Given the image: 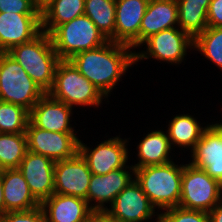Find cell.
Instances as JSON below:
<instances>
[{
    "label": "cell",
    "mask_w": 222,
    "mask_h": 222,
    "mask_svg": "<svg viewBox=\"0 0 222 222\" xmlns=\"http://www.w3.org/2000/svg\"><path fill=\"white\" fill-rule=\"evenodd\" d=\"M131 49L128 45L109 40L98 48L77 53L69 60L108 98L126 70L136 63L135 52Z\"/></svg>",
    "instance_id": "1"
},
{
    "label": "cell",
    "mask_w": 222,
    "mask_h": 222,
    "mask_svg": "<svg viewBox=\"0 0 222 222\" xmlns=\"http://www.w3.org/2000/svg\"><path fill=\"white\" fill-rule=\"evenodd\" d=\"M135 180L156 207L165 210L179 206L183 164L170 161L165 164L146 166L134 170Z\"/></svg>",
    "instance_id": "2"
},
{
    "label": "cell",
    "mask_w": 222,
    "mask_h": 222,
    "mask_svg": "<svg viewBox=\"0 0 222 222\" xmlns=\"http://www.w3.org/2000/svg\"><path fill=\"white\" fill-rule=\"evenodd\" d=\"M46 93L54 83L60 61L48 33L41 32L33 40L16 45L7 52Z\"/></svg>",
    "instance_id": "3"
},
{
    "label": "cell",
    "mask_w": 222,
    "mask_h": 222,
    "mask_svg": "<svg viewBox=\"0 0 222 222\" xmlns=\"http://www.w3.org/2000/svg\"><path fill=\"white\" fill-rule=\"evenodd\" d=\"M52 98L73 106H100L105 97L70 60H60L54 83L47 92Z\"/></svg>",
    "instance_id": "4"
},
{
    "label": "cell",
    "mask_w": 222,
    "mask_h": 222,
    "mask_svg": "<svg viewBox=\"0 0 222 222\" xmlns=\"http://www.w3.org/2000/svg\"><path fill=\"white\" fill-rule=\"evenodd\" d=\"M50 37L60 60H69L77 53L98 48L109 41L86 15L59 25Z\"/></svg>",
    "instance_id": "5"
},
{
    "label": "cell",
    "mask_w": 222,
    "mask_h": 222,
    "mask_svg": "<svg viewBox=\"0 0 222 222\" xmlns=\"http://www.w3.org/2000/svg\"><path fill=\"white\" fill-rule=\"evenodd\" d=\"M45 93L13 57L7 52L0 53V101L30 112Z\"/></svg>",
    "instance_id": "6"
},
{
    "label": "cell",
    "mask_w": 222,
    "mask_h": 222,
    "mask_svg": "<svg viewBox=\"0 0 222 222\" xmlns=\"http://www.w3.org/2000/svg\"><path fill=\"white\" fill-rule=\"evenodd\" d=\"M222 184L204 170L189 164L183 165L179 207L209 213L222 202Z\"/></svg>",
    "instance_id": "7"
},
{
    "label": "cell",
    "mask_w": 222,
    "mask_h": 222,
    "mask_svg": "<svg viewBox=\"0 0 222 222\" xmlns=\"http://www.w3.org/2000/svg\"><path fill=\"white\" fill-rule=\"evenodd\" d=\"M143 43L147 45V50L139 53L135 51V62L153 57L158 61L180 64L187 54V49L192 47L194 50V39L177 27L153 34Z\"/></svg>",
    "instance_id": "8"
},
{
    "label": "cell",
    "mask_w": 222,
    "mask_h": 222,
    "mask_svg": "<svg viewBox=\"0 0 222 222\" xmlns=\"http://www.w3.org/2000/svg\"><path fill=\"white\" fill-rule=\"evenodd\" d=\"M26 136L28 151L54 161L71 158L79 152L80 139L74 133L48 131L35 127L29 121Z\"/></svg>",
    "instance_id": "9"
},
{
    "label": "cell",
    "mask_w": 222,
    "mask_h": 222,
    "mask_svg": "<svg viewBox=\"0 0 222 222\" xmlns=\"http://www.w3.org/2000/svg\"><path fill=\"white\" fill-rule=\"evenodd\" d=\"M105 211L120 222H143L155 217L156 207L150 202L147 195L142 191L140 184L132 180L109 205ZM159 222V213H157Z\"/></svg>",
    "instance_id": "10"
},
{
    "label": "cell",
    "mask_w": 222,
    "mask_h": 222,
    "mask_svg": "<svg viewBox=\"0 0 222 222\" xmlns=\"http://www.w3.org/2000/svg\"><path fill=\"white\" fill-rule=\"evenodd\" d=\"M127 139L120 136L109 138L97 144L94 149L79 141V154L87 162L90 171L96 175H105L113 170L123 168L128 161Z\"/></svg>",
    "instance_id": "11"
},
{
    "label": "cell",
    "mask_w": 222,
    "mask_h": 222,
    "mask_svg": "<svg viewBox=\"0 0 222 222\" xmlns=\"http://www.w3.org/2000/svg\"><path fill=\"white\" fill-rule=\"evenodd\" d=\"M92 172L79 152L68 159L55 161L54 193L71 195L87 201Z\"/></svg>",
    "instance_id": "12"
},
{
    "label": "cell",
    "mask_w": 222,
    "mask_h": 222,
    "mask_svg": "<svg viewBox=\"0 0 222 222\" xmlns=\"http://www.w3.org/2000/svg\"><path fill=\"white\" fill-rule=\"evenodd\" d=\"M191 153L190 164L222 184V123L207 125Z\"/></svg>",
    "instance_id": "13"
},
{
    "label": "cell",
    "mask_w": 222,
    "mask_h": 222,
    "mask_svg": "<svg viewBox=\"0 0 222 222\" xmlns=\"http://www.w3.org/2000/svg\"><path fill=\"white\" fill-rule=\"evenodd\" d=\"M55 161L27 151L18 169L34 198L41 204L54 193Z\"/></svg>",
    "instance_id": "14"
},
{
    "label": "cell",
    "mask_w": 222,
    "mask_h": 222,
    "mask_svg": "<svg viewBox=\"0 0 222 222\" xmlns=\"http://www.w3.org/2000/svg\"><path fill=\"white\" fill-rule=\"evenodd\" d=\"M134 170L135 168L132 165H127L123 168L113 170L105 175H96L92 173L90 185L87 191V202L89 206L94 211H105L108 209L105 204L108 202L109 204H112L115 197L124 188H126L132 180H134ZM92 201L97 203L94 205L90 203Z\"/></svg>",
    "instance_id": "15"
},
{
    "label": "cell",
    "mask_w": 222,
    "mask_h": 222,
    "mask_svg": "<svg viewBox=\"0 0 222 222\" xmlns=\"http://www.w3.org/2000/svg\"><path fill=\"white\" fill-rule=\"evenodd\" d=\"M42 32L41 14L0 13V51L33 40Z\"/></svg>",
    "instance_id": "16"
},
{
    "label": "cell",
    "mask_w": 222,
    "mask_h": 222,
    "mask_svg": "<svg viewBox=\"0 0 222 222\" xmlns=\"http://www.w3.org/2000/svg\"><path fill=\"white\" fill-rule=\"evenodd\" d=\"M115 1V43L140 47V25L150 0Z\"/></svg>",
    "instance_id": "17"
},
{
    "label": "cell",
    "mask_w": 222,
    "mask_h": 222,
    "mask_svg": "<svg viewBox=\"0 0 222 222\" xmlns=\"http://www.w3.org/2000/svg\"><path fill=\"white\" fill-rule=\"evenodd\" d=\"M72 107L45 93L30 110L29 121L37 128L52 132L74 133L70 126Z\"/></svg>",
    "instance_id": "18"
},
{
    "label": "cell",
    "mask_w": 222,
    "mask_h": 222,
    "mask_svg": "<svg viewBox=\"0 0 222 222\" xmlns=\"http://www.w3.org/2000/svg\"><path fill=\"white\" fill-rule=\"evenodd\" d=\"M40 206L47 222H90L94 210L85 199L53 193Z\"/></svg>",
    "instance_id": "19"
},
{
    "label": "cell",
    "mask_w": 222,
    "mask_h": 222,
    "mask_svg": "<svg viewBox=\"0 0 222 222\" xmlns=\"http://www.w3.org/2000/svg\"><path fill=\"white\" fill-rule=\"evenodd\" d=\"M0 175L3 185L5 213L32 210L40 206L18 168L0 170Z\"/></svg>",
    "instance_id": "20"
},
{
    "label": "cell",
    "mask_w": 222,
    "mask_h": 222,
    "mask_svg": "<svg viewBox=\"0 0 222 222\" xmlns=\"http://www.w3.org/2000/svg\"><path fill=\"white\" fill-rule=\"evenodd\" d=\"M178 26L177 0H150L140 25V45L151 35Z\"/></svg>",
    "instance_id": "21"
},
{
    "label": "cell",
    "mask_w": 222,
    "mask_h": 222,
    "mask_svg": "<svg viewBox=\"0 0 222 222\" xmlns=\"http://www.w3.org/2000/svg\"><path fill=\"white\" fill-rule=\"evenodd\" d=\"M85 0H49L41 7L42 31L49 35L59 26L84 15Z\"/></svg>",
    "instance_id": "22"
},
{
    "label": "cell",
    "mask_w": 222,
    "mask_h": 222,
    "mask_svg": "<svg viewBox=\"0 0 222 222\" xmlns=\"http://www.w3.org/2000/svg\"><path fill=\"white\" fill-rule=\"evenodd\" d=\"M139 162L132 165L135 169L165 164L172 161L170 154L171 148L167 132L156 130L151 131L138 144Z\"/></svg>",
    "instance_id": "23"
},
{
    "label": "cell",
    "mask_w": 222,
    "mask_h": 222,
    "mask_svg": "<svg viewBox=\"0 0 222 222\" xmlns=\"http://www.w3.org/2000/svg\"><path fill=\"white\" fill-rule=\"evenodd\" d=\"M211 0H177L178 27L195 39L208 27L207 10Z\"/></svg>",
    "instance_id": "24"
},
{
    "label": "cell",
    "mask_w": 222,
    "mask_h": 222,
    "mask_svg": "<svg viewBox=\"0 0 222 222\" xmlns=\"http://www.w3.org/2000/svg\"><path fill=\"white\" fill-rule=\"evenodd\" d=\"M194 116L188 114L176 115L169 121L167 132L171 147L189 148L191 151L200 140L203 131L207 128L199 125Z\"/></svg>",
    "instance_id": "25"
},
{
    "label": "cell",
    "mask_w": 222,
    "mask_h": 222,
    "mask_svg": "<svg viewBox=\"0 0 222 222\" xmlns=\"http://www.w3.org/2000/svg\"><path fill=\"white\" fill-rule=\"evenodd\" d=\"M84 15L90 18L108 40L115 42V0H85Z\"/></svg>",
    "instance_id": "26"
},
{
    "label": "cell",
    "mask_w": 222,
    "mask_h": 222,
    "mask_svg": "<svg viewBox=\"0 0 222 222\" xmlns=\"http://www.w3.org/2000/svg\"><path fill=\"white\" fill-rule=\"evenodd\" d=\"M27 151L26 132L0 133V170L18 168Z\"/></svg>",
    "instance_id": "27"
},
{
    "label": "cell",
    "mask_w": 222,
    "mask_h": 222,
    "mask_svg": "<svg viewBox=\"0 0 222 222\" xmlns=\"http://www.w3.org/2000/svg\"><path fill=\"white\" fill-rule=\"evenodd\" d=\"M194 49L222 70V27H207L194 39Z\"/></svg>",
    "instance_id": "28"
},
{
    "label": "cell",
    "mask_w": 222,
    "mask_h": 222,
    "mask_svg": "<svg viewBox=\"0 0 222 222\" xmlns=\"http://www.w3.org/2000/svg\"><path fill=\"white\" fill-rule=\"evenodd\" d=\"M30 112L12 103L0 101V133L26 132Z\"/></svg>",
    "instance_id": "29"
},
{
    "label": "cell",
    "mask_w": 222,
    "mask_h": 222,
    "mask_svg": "<svg viewBox=\"0 0 222 222\" xmlns=\"http://www.w3.org/2000/svg\"><path fill=\"white\" fill-rule=\"evenodd\" d=\"M159 214V222H210L209 214L199 210H189L179 206L165 209Z\"/></svg>",
    "instance_id": "30"
},
{
    "label": "cell",
    "mask_w": 222,
    "mask_h": 222,
    "mask_svg": "<svg viewBox=\"0 0 222 222\" xmlns=\"http://www.w3.org/2000/svg\"><path fill=\"white\" fill-rule=\"evenodd\" d=\"M0 13L41 14L35 0H0Z\"/></svg>",
    "instance_id": "31"
},
{
    "label": "cell",
    "mask_w": 222,
    "mask_h": 222,
    "mask_svg": "<svg viewBox=\"0 0 222 222\" xmlns=\"http://www.w3.org/2000/svg\"><path fill=\"white\" fill-rule=\"evenodd\" d=\"M0 222H47L41 206L25 211L6 212L0 217Z\"/></svg>",
    "instance_id": "32"
},
{
    "label": "cell",
    "mask_w": 222,
    "mask_h": 222,
    "mask_svg": "<svg viewBox=\"0 0 222 222\" xmlns=\"http://www.w3.org/2000/svg\"><path fill=\"white\" fill-rule=\"evenodd\" d=\"M208 27H222V0H211L207 10Z\"/></svg>",
    "instance_id": "33"
},
{
    "label": "cell",
    "mask_w": 222,
    "mask_h": 222,
    "mask_svg": "<svg viewBox=\"0 0 222 222\" xmlns=\"http://www.w3.org/2000/svg\"><path fill=\"white\" fill-rule=\"evenodd\" d=\"M90 222H120L112 218L106 211H94Z\"/></svg>",
    "instance_id": "34"
},
{
    "label": "cell",
    "mask_w": 222,
    "mask_h": 222,
    "mask_svg": "<svg viewBox=\"0 0 222 222\" xmlns=\"http://www.w3.org/2000/svg\"><path fill=\"white\" fill-rule=\"evenodd\" d=\"M208 214L210 222H222V202L216 205Z\"/></svg>",
    "instance_id": "35"
},
{
    "label": "cell",
    "mask_w": 222,
    "mask_h": 222,
    "mask_svg": "<svg viewBox=\"0 0 222 222\" xmlns=\"http://www.w3.org/2000/svg\"><path fill=\"white\" fill-rule=\"evenodd\" d=\"M5 214V202L3 197V185L0 175V217Z\"/></svg>",
    "instance_id": "36"
},
{
    "label": "cell",
    "mask_w": 222,
    "mask_h": 222,
    "mask_svg": "<svg viewBox=\"0 0 222 222\" xmlns=\"http://www.w3.org/2000/svg\"><path fill=\"white\" fill-rule=\"evenodd\" d=\"M36 1V3L40 6V7H42L44 4H46L49 0H35Z\"/></svg>",
    "instance_id": "37"
}]
</instances>
